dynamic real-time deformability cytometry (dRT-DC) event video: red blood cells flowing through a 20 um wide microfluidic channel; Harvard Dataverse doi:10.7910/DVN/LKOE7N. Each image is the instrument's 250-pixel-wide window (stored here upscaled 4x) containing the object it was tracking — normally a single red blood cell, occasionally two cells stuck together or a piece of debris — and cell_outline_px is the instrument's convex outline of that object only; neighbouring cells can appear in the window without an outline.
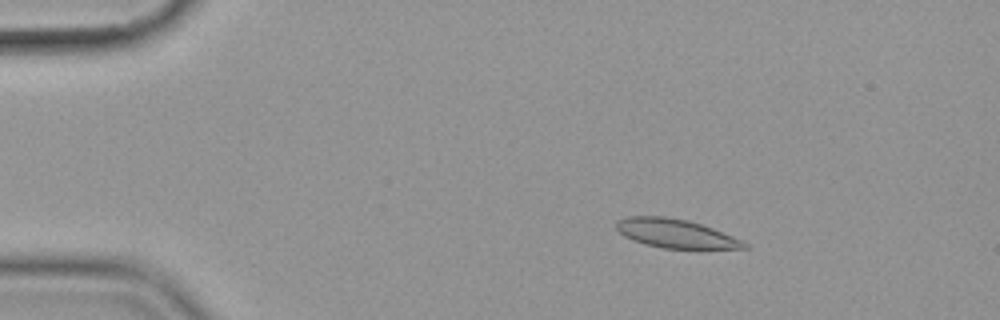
{"species": "common noctule bat (a hibernating species)", "species_latin": "Nyctalus noctula", "temperature_condition": "cold", "stored_images_in_passage": 57, "camera_frame_rate_fps": 3000, "um_per_image_px": 0.085, "animal": {"sex": "female", "body_mass_g": 19.9}, "frame": {"image": 1, "passage_image": 10, "time_ms": 3.0, "image_size_px": [1000, 320], "cell_outline_px": [[752, 248], [664, 248], [644, 244], [632, 240], [624, 236], [616, 228], [616, 220], [628, 216], [664, 216], [688, 220], [712, 228], [744, 240]], "centroid_in_image_um": [57.42, 19.84], "position_along_channel_um": 27.6, "area_um2": 21.44}}
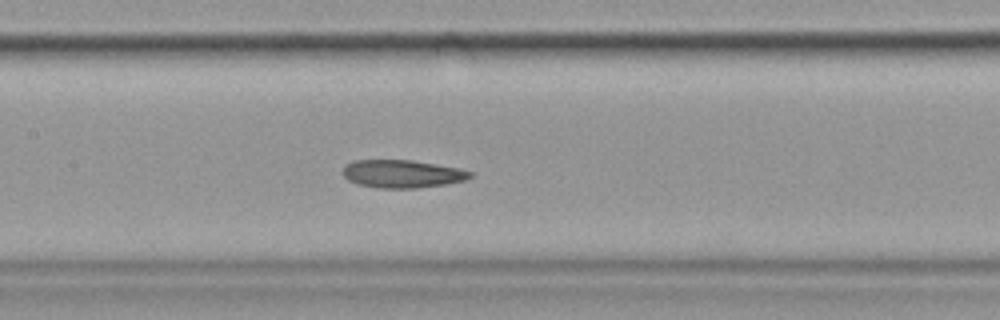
{"frame": {"image": 2, "passage_image": 28, "time_ms": 9.0, "image_size_px": [1000, 320], "cell_outline_px": [[472, 176], [468, 180], [448, 184], [416, 188], [380, 188], [356, 184], [348, 180], [340, 172], [344, 164], [352, 160], [412, 160], [460, 168], [472, 172]], "centroid_in_image_um": [34.16, 14.77], "position_along_channel_um": 173.2, "area_um2": 21.1}}
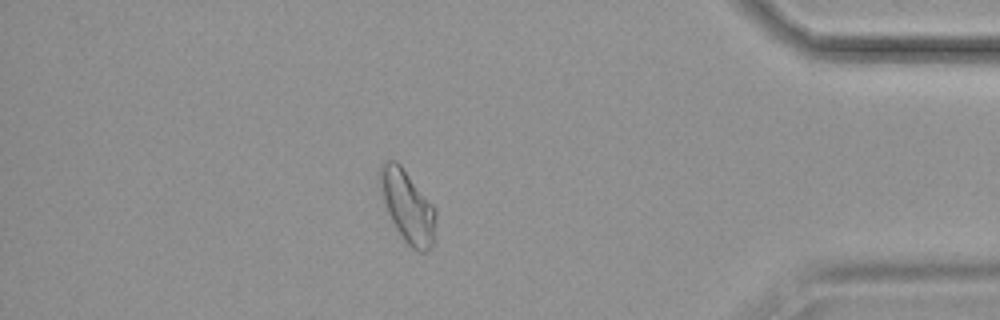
{"frame": {"image": 3, "passage_image": 50, "time_ms": 16.333, "image_size_px": [1000, 320], "cell_outline_px": [[436, 216], [432, 244], [428, 252], [420, 252], [412, 248], [404, 240], [396, 228], [380, 196], [380, 164], [384, 160], [396, 160], [400, 164], [436, 208]], "centroid_in_image_um": [34.63, 17.52], "position_along_channel_um": 400.6, "area_um2": 23.35}, "authors_computed_cell_mechanics": {"area_um2": 22.0796, "velocity_mm_per_s": 3.571, "shape_relaxation_time_tau1_ms": null, "shape_relaxation_time_tau2_ms": 3.999, "deformation_change_tau1": null, "deformation_change_tau2": 0.1065}}